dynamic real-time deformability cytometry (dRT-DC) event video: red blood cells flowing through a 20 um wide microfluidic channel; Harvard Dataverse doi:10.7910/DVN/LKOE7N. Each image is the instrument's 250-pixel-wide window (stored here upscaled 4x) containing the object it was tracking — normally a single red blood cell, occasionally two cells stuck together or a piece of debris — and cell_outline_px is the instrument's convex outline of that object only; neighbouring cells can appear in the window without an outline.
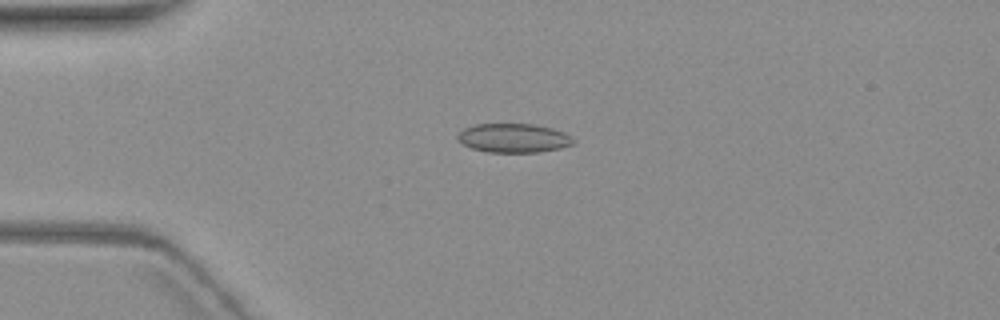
{"species": "common noctule bat (a hibernating species)", "species_latin": "Nyctalus noctula", "temperature_condition": "warm", "stored_images_in_passage": 3, "camera_frame_rate_fps": 3000, "um_per_image_px": 0.085, "animal": {"sex": "female", "body_mass_g": 19.3, "forearm_length_mm": 54.1}, "frame": {"image": 1, "passage_image": 2, "time_ms": 1.333, "image_size_px": [1000, 320], "cell_outline_px": [[576, 144], [560, 148], [540, 152], [488, 152], [472, 148], [464, 144], [456, 136], [464, 128], [476, 124], [536, 124], [552, 128], [564, 132], [572, 136], [576, 140]], "centroid_in_image_um": [43.73, 11.73], "position_along_channel_um": 41.3, "area_um2": 19.65}}